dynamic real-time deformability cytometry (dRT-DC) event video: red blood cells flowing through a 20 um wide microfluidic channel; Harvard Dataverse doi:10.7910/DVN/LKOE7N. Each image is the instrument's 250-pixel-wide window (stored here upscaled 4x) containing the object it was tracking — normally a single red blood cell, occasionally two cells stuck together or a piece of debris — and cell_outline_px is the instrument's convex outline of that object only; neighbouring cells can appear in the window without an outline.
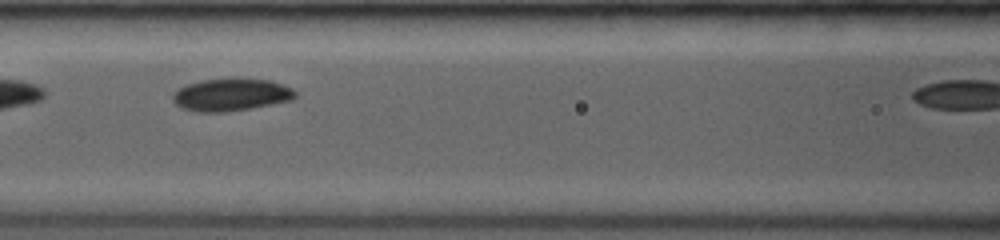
{"species": "common noctule bat (a hibernating species)", "species_latin": "Nyctalus noctula", "temperature_condition": "room temperature", "stored_images_in_passage": 11, "camera_frame_rate_fps": 3500, "um_per_image_px": 0.085, "animal": {"sex": "female", "body_mass_g": 19.0, "forearm_length_mm": 53.3}, "frame": {"image": 1, "passage_image": 9, "time_ms": 1.714, "image_size_px": [1000, 240], "cell_outline_px": [[296, 96], [292, 100], [252, 108], [224, 112], [196, 112], [180, 108], [172, 100], [172, 96], [180, 88], [188, 84], [200, 80], [236, 76], [268, 80], [284, 84], [292, 88], [296, 92]], "centroid_in_image_um": [19.66, 8.03], "position_along_channel_um": 146.9, "area_um2": 23.76}}